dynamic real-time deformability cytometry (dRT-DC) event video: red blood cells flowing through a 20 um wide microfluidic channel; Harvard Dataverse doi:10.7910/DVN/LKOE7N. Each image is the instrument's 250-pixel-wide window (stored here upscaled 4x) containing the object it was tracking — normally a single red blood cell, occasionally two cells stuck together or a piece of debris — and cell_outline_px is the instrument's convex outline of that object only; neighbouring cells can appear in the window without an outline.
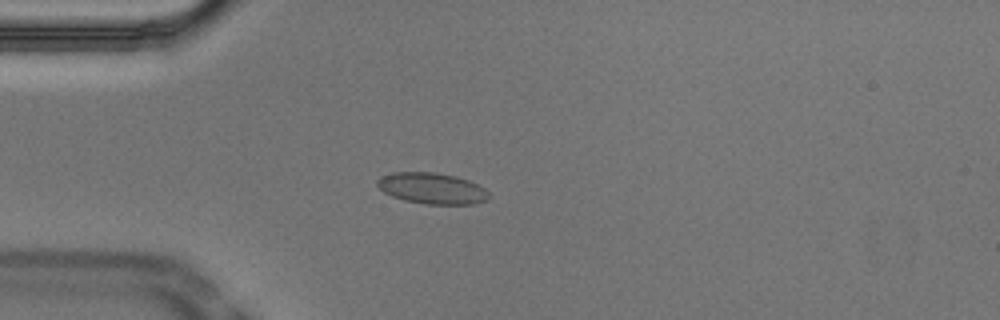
{"species": "Egyptian fruit bat (a non-hibernating species)", "species_latin": "Rousettus aegyptiacus", "temperature_condition": "cold", "stored_images_in_passage": 43, "camera_frame_rate_fps": 3000, "um_per_image_px": 0.085, "animal": {"sex": "male"}, "frame": {"image": 1, "passage_image": 3, "time_ms": 0.667, "image_size_px": [1000, 320], "cell_outline_px": [[492, 196], [488, 200], [472, 204], [424, 204], [404, 200], [392, 196], [384, 192], [376, 184], [376, 180], [380, 176], [392, 172], [432, 172], [456, 176], [468, 180], [484, 188]], "centroid_in_image_um": [36.72, 16.01], "position_along_channel_um": 48.3, "area_um2": 20.35}}
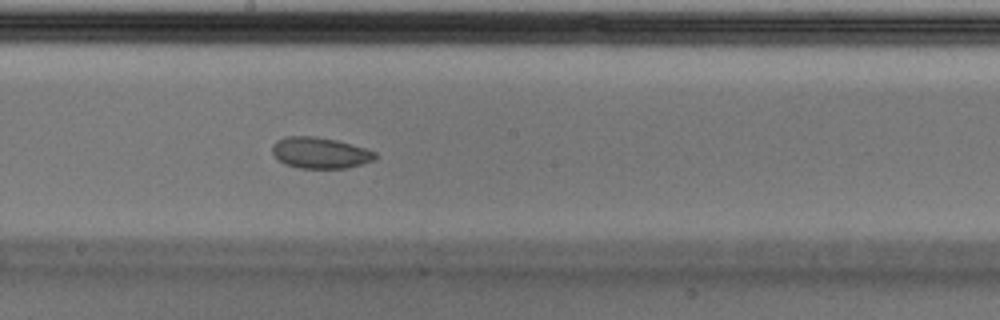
{"frame": {"image": 2, "passage_image": 18, "time_ms": 5.667, "image_size_px": [1000, 320], "cell_outline_px": [[376, 160], [348, 168], [300, 168], [284, 164], [272, 152], [272, 144], [276, 140], [284, 136], [316, 136], [336, 140], [364, 148], [376, 152]], "centroid_in_image_um": [27.2, 12.99], "position_along_channel_um": 221.0, "area_um2": 18.73}}
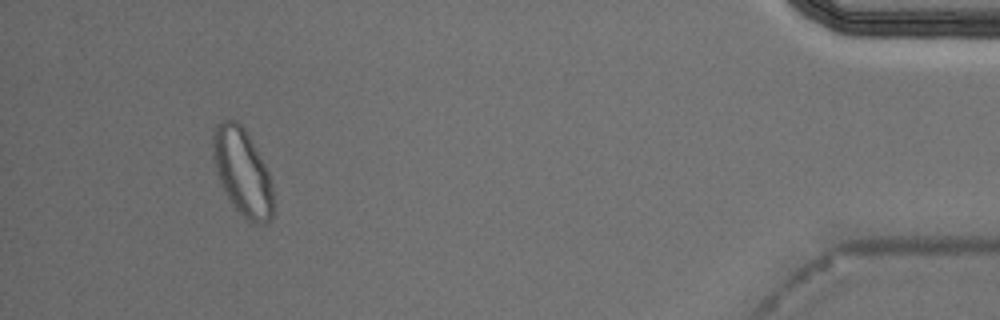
{"frame": {"image": 3, "passage_image": 39, "time_ms": 12.667, "image_size_px": [1000, 320], "cell_outline_px": [[276, 204], [272, 220], [264, 224], [252, 224], [228, 200], [220, 184], [216, 172], [212, 156], [212, 136], [216, 124], [220, 120], [236, 120], [244, 128], [264, 164], [268, 172]], "centroid_in_image_um": [20.6, 14.67], "position_along_channel_um": 414.6, "area_um2": 30.98}, "authors_computed_cell_mechanics": {"area_um2": 19.5942, "velocity_mm_per_s": 3.6904, "shape_relaxation_time_tau1_ms": null, "shape_relaxation_time_tau2_ms": 1.3436, "deformation_change_tau1": null, "deformation_change_tau2": 0.0476}}